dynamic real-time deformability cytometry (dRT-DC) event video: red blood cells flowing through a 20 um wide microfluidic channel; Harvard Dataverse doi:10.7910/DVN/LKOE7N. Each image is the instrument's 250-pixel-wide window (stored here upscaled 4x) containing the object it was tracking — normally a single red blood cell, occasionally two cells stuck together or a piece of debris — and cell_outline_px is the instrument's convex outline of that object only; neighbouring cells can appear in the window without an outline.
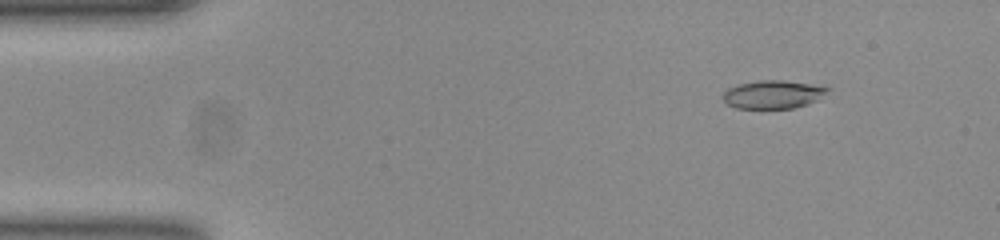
{"species": "common noctule bat (a hibernating species)", "species_latin": "Nyctalus noctula", "temperature_condition": "room temperature", "stored_images_in_passage": 52, "camera_frame_rate_fps": 3000, "um_per_image_px": 0.085, "animal": {"sex": "female", "body_mass_g": 23.0, "forearm_length_mm": 53.4}, "frame": {"image": 1, "passage_image": 6, "time_ms": 1.667, "image_size_px": [1000, 240], "cell_outline_px": [[832, 88], [816, 100], [808, 104], [792, 108], [736, 108], [728, 104], [724, 100], [724, 92], [728, 88], [740, 84], [760, 80], [784, 80]], "centroid_in_image_um": [65.7, 8.02], "position_along_channel_um": 19.3, "area_um2": 16.88}}
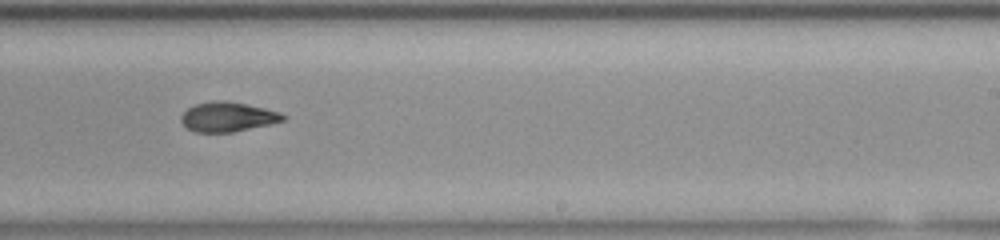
{"frame": {"image": 2, "passage_image": 32, "time_ms": 10.333, "image_size_px": [1000, 240], "cell_outline_px": [[288, 116], [284, 120], [268, 124], [232, 132], [196, 132], [188, 128], [180, 120], [180, 116], [188, 108], [196, 104], [212, 100], [224, 100], [248, 104], [280, 112]], "centroid_in_image_um": [19.35, 9.91], "position_along_channel_um": 269.6, "area_um2": 17.51}}
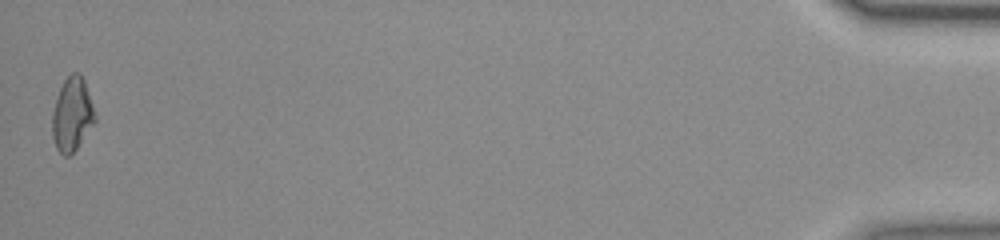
{"frame": {"image": 3, "passage_image": 52, "time_ms": 17.0, "image_size_px": [1000, 240], "cell_outline_px": [[96, 120], [76, 148], [68, 156], [64, 156], [56, 148], [52, 136], [52, 112], [60, 88], [64, 80], [72, 72], [80, 72], [84, 80], [96, 116]], "centroid_in_image_um": [6.12, 9.71], "position_along_channel_um": 429.1, "area_um2": 18.09}, "authors_computed_cell_mechanics": {"area_um2": 17.7157, "velocity_mm_per_s": 3.8868, "shape_relaxation_time_tau1_ms": 8.6634, "shape_relaxation_time_tau2_ms": 2.6715, "deformation_change_tau1": 0.2335, "deformation_change_tau2": 0.0909}}